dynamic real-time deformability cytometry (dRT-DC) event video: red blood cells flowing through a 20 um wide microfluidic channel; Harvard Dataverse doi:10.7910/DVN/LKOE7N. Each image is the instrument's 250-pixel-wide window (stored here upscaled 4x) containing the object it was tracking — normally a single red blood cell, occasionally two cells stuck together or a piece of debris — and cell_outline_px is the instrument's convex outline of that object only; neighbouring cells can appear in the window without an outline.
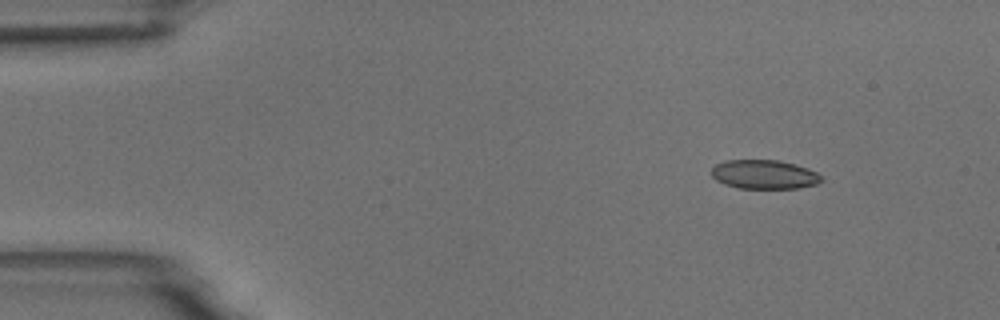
{"species": "common noctule bat (a hibernating species)", "species_latin": "Nyctalus noctula", "temperature_condition": "room temperature", "stored_images_in_passage": 5, "camera_frame_rate_fps": 3000, "um_per_image_px": 0.085, "animal": {"sex": "male", "body_mass_g": 18.8}, "frame": {"image": 1, "passage_image": 2, "time_ms": 1.0, "image_size_px": [1000, 320], "cell_outline_px": [[824, 180], [816, 184], [800, 188], [740, 188], [724, 184], [716, 180], [712, 176], [712, 168], [716, 164], [728, 160], [776, 160], [796, 164], [808, 168], [816, 172]], "centroid_in_image_um": [64.97, 14.83], "position_along_channel_um": 20.0, "area_um2": 18.55}}